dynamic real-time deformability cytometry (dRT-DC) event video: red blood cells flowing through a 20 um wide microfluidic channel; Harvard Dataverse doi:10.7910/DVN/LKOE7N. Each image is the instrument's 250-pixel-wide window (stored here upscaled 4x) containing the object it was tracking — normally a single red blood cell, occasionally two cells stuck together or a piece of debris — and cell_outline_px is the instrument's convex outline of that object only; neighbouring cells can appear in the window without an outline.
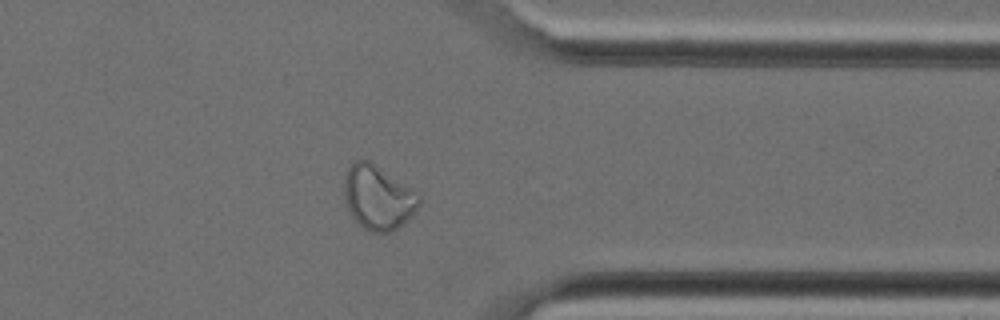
{"species": "Egyptian fruit bat (a non-hibernating species)", "species_latin": "Rousettus aegyptiacus", "temperature_condition": "cold", "stored_images_in_passage": 26, "camera_frame_rate_fps": 3000, "um_per_image_px": 0.085, "animal": {"sex": "female"}, "frame": {"image": 1, "passage_image": 19, "time_ms": 6.0, "image_size_px": [1000, 320], "cell_outline_px": [[420, 204], [412, 216], [392, 232], [372, 232], [356, 224], [348, 212], [344, 204], [344, 180], [348, 168], [356, 160], [368, 160], [420, 196]], "centroid_in_image_um": [32.07, 16.84], "position_along_channel_um": 379.3, "area_um2": 27.74}}